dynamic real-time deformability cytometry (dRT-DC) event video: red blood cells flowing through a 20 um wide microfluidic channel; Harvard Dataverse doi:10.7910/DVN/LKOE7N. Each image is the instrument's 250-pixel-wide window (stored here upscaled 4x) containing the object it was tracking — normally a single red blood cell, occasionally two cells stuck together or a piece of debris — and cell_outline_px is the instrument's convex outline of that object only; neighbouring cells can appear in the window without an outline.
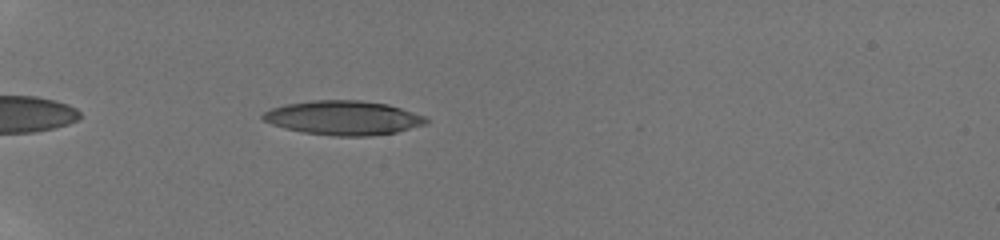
{"species": "human", "species_latin": "Homo sapiens", "temperature_condition": "room temperature", "stored_images_in_passage": 39, "camera_frame_rate_fps": 3000, "um_per_image_px": 0.085, "donor": {"sex": "male"}, "frame": {"image": 1, "passage_image": 3, "time_ms": 0.667, "image_size_px": [1000, 240], "cell_outline_px": [[428, 124], [396, 132], [368, 136], [336, 136], [304, 132], [284, 128], [272, 124], [264, 120], [260, 116], [264, 112], [272, 108], [288, 104], [312, 100], [360, 100], [388, 104], [424, 116], [428, 120]], "centroid_in_image_um": [29.2, 10.02], "position_along_channel_um": 55.8, "area_um2": 32.37}}
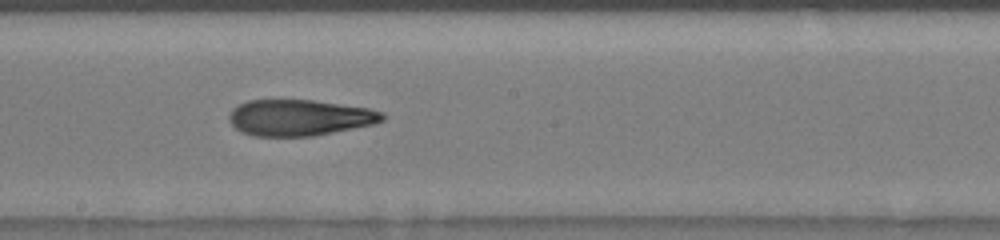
{"frame": {"image": 2, "passage_image": 18, "time_ms": 5.667, "image_size_px": [1000, 240], "cell_outline_px": [[384, 120], [372, 124], [312, 136], [252, 136], [240, 132], [228, 120], [228, 116], [232, 108], [248, 100], [312, 100], [368, 108], [384, 112]], "centroid_in_image_um": [25.41, 10.0], "position_along_channel_um": 222.8, "area_um2": 32.14}}
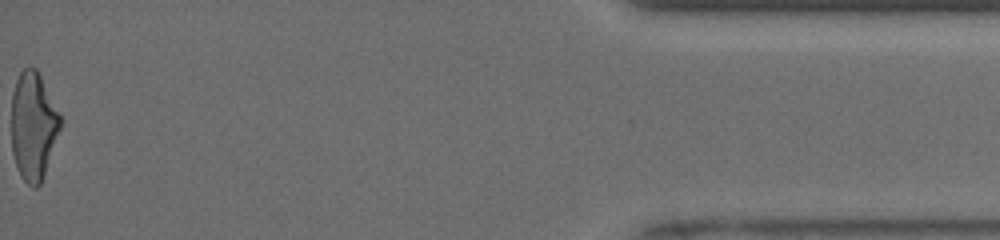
{"frame": {"image": 3, "passage_image": 39, "time_ms": 12.667, "image_size_px": [1000, 240], "cell_outline_px": [[64, 120], [40, 184], [36, 188], [32, 188], [20, 176], [16, 168], [12, 152], [12, 92], [16, 80], [20, 72], [24, 68], [36, 68]], "centroid_in_image_um": [2.84, 10.72], "position_along_channel_um": 432.4, "area_um2": 30.92}, "authors_computed_cell_mechanics": {"area_um2": 32.4258, "velocity_mm_per_s": 3.9741, "shape_relaxation_time_tau1_ms": 6.7854, "shape_relaxation_time_tau2_ms": 3.3229, "deformation_change_tau1": 0.2761, "deformation_change_tau2": 0.1388}}